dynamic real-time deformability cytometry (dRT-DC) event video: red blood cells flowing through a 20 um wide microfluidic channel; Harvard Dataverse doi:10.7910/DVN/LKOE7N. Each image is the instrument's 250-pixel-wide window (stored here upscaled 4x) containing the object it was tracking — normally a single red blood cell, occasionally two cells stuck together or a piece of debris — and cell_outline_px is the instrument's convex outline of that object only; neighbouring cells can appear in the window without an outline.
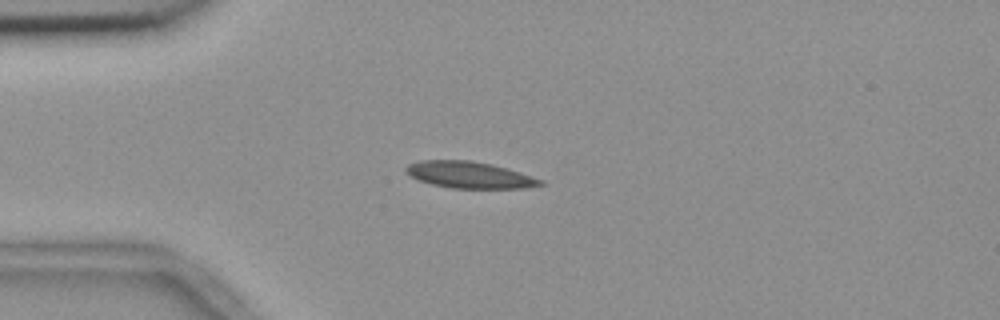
{"species": "common noctule bat (a hibernating species)", "species_latin": "Nyctalus noctula", "temperature_condition": "room temperature", "stored_images_in_passage": 4, "camera_frame_rate_fps": 3000, "um_per_image_px": 0.085, "animal": {"sex": "female", "body_mass_g": 18.4}, "frame": {"image": 1, "passage_image": 3, "time_ms": 0.667, "image_size_px": [1000, 320], "cell_outline_px": [[548, 184], [524, 188], [452, 188], [432, 184], [420, 180], [412, 176], [404, 168], [408, 164], [420, 160], [468, 160], [492, 164], [544, 180]], "centroid_in_image_um": [39.94, 14.86], "position_along_channel_um": 45.1, "area_um2": 20.63}}